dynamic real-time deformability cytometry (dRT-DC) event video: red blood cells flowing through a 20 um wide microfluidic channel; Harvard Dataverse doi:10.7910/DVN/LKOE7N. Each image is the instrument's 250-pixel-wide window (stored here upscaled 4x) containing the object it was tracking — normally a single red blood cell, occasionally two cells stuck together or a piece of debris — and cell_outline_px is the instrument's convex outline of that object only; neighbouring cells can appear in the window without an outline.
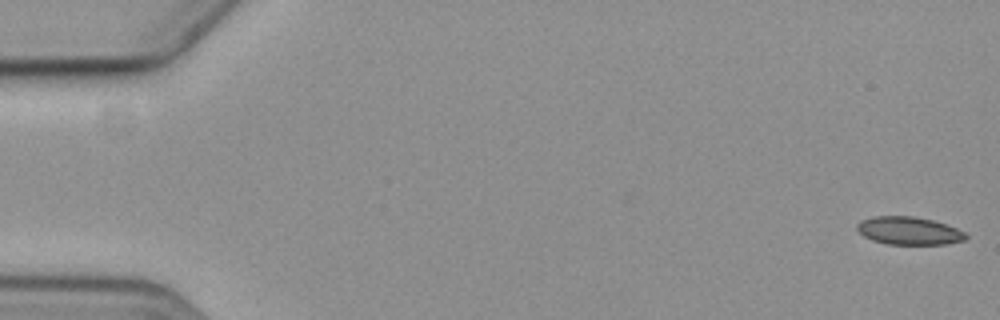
{"species": "common noctule bat (a hibernating species)", "species_latin": "Nyctalus noctula", "temperature_condition": "cold", "stored_images_in_passage": 2, "camera_frame_rate_fps": 3000, "um_per_image_px": 0.085, "animal": {"sex": "female", "body_mass_g": 19.3, "forearm_length_mm": 54.1}, "frame": {"image": 1, "passage_image": 1, "time_ms": 0.0, "image_size_px": [1000, 320], "cell_outline_px": [[968, 236], [964, 240], [944, 244], [888, 244], [872, 240], [864, 236], [856, 228], [856, 224], [860, 220], [872, 216], [912, 216], [932, 220], [948, 224], [964, 232]], "centroid_in_image_um": [77.24, 19.6], "position_along_channel_um": 7.8, "area_um2": 17.69}}